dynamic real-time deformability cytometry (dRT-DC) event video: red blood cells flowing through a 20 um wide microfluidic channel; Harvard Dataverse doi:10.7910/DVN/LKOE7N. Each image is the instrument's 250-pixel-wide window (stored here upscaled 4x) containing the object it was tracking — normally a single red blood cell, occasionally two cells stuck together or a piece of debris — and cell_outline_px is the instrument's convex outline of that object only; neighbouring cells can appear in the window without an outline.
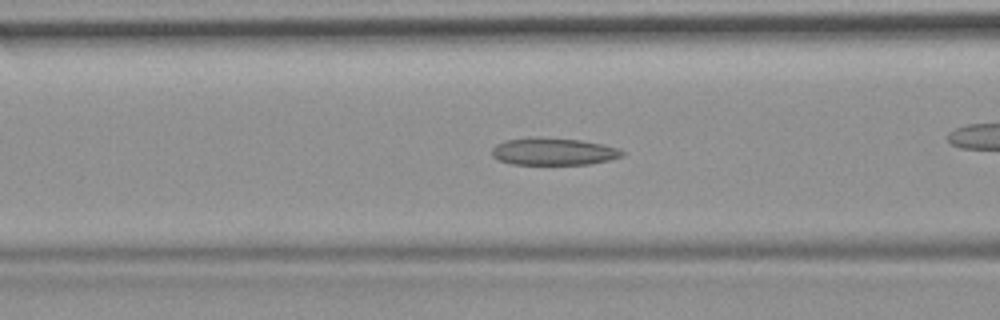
{"species": "common noctule bat (a hibernating species)", "species_latin": "Nyctalus noctula", "temperature_condition": "room temperature", "stored_images_in_passage": 33, "camera_frame_rate_fps": 3000, "um_per_image_px": 0.085, "animal": {"sex": "female", "body_mass_g": 19.9}, "frame": {"image": 1, "passage_image": 10, "time_ms": 3.0, "image_size_px": [1000, 320], "cell_outline_px": [[624, 152], [620, 156], [608, 160], [588, 164], [512, 164], [500, 160], [492, 156], [492, 148], [496, 144], [508, 140], [536, 136], [580, 140], [600, 144], [616, 148]], "centroid_in_image_um": [46.98, 12.87], "position_along_channel_um": 119.6, "area_um2": 20.4}}